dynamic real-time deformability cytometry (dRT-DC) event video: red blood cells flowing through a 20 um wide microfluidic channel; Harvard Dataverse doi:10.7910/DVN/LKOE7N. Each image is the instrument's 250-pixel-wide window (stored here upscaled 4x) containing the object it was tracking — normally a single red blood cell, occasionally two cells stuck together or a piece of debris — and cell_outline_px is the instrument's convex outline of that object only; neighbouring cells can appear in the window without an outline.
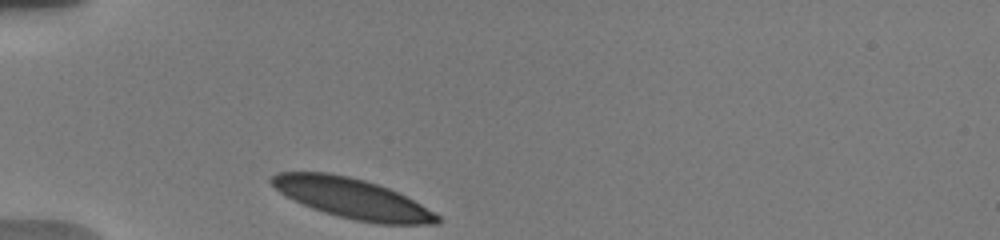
{"species": "human", "species_latin": "Homo sapiens", "temperature_condition": "warm", "stored_images_in_passage": 37, "camera_frame_rate_fps": 3000, "um_per_image_px": 0.085, "donor": {"sex": "male"}, "frame": {"image": 1, "passage_image": 1, "time_ms": 0.0, "image_size_px": [1000, 240], "cell_outline_px": [[440, 220], [436, 224], [376, 224], [356, 220], [324, 212], [312, 208], [280, 192], [268, 180], [276, 172], [328, 172], [348, 176], [364, 180], [388, 188], [420, 204], [440, 216]], "centroid_in_image_um": [29.93, 16.86], "position_along_channel_um": 55.1, "area_um2": 38.03}}
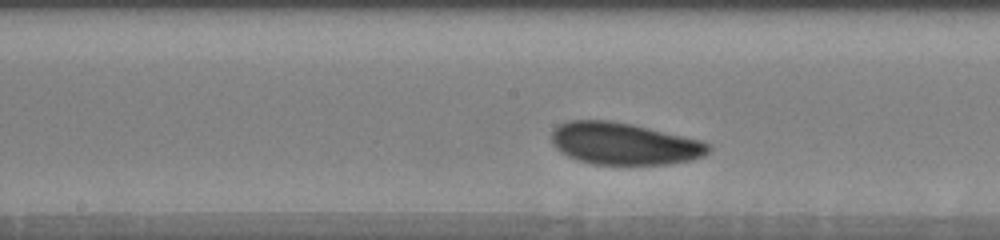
{"frame": {"image": 2, "passage_image": 15, "time_ms": 4.333, "image_size_px": [1000, 240], "cell_outline_px": [[712, 148], [704, 156], [692, 160], [668, 164], [592, 164], [568, 156], [560, 152], [552, 144], [552, 128], [568, 120], [608, 120], [632, 124], [700, 140], [712, 144]], "centroid_in_image_um": [53.04, 12.21], "position_along_channel_um": 195.2, "area_um2": 38.49}}
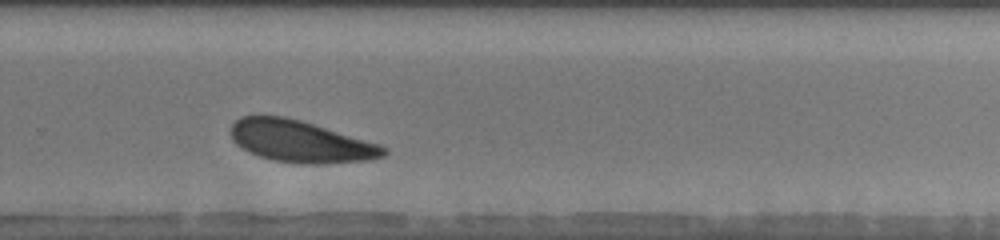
{"frame": {"image": 3, "passage_image": 27, "time_ms": 7.333, "image_size_px": [1000, 240], "cell_outline_px": [[388, 152], [384, 156], [372, 160], [324, 164], [300, 164], [276, 160], [260, 156], [248, 152], [236, 144], [232, 140], [228, 132], [232, 124], [240, 116], [284, 116], [300, 120], [380, 144], [388, 148]], "centroid_in_image_um": [25.55, 12.03], "position_along_channel_um": 304.3, "area_um2": 37.45}, "authors_computed_cell_mechanics": {"area_um2": 38.4948, "velocity_mm_per_s": 3.6469, "shape_relaxation_time_tau1_ms": 2.1315, "shape_relaxation_time_tau2_ms": 3.0074, "deformation_change_tau1": 0.0855, "deformation_change_tau2": 0.0802}}